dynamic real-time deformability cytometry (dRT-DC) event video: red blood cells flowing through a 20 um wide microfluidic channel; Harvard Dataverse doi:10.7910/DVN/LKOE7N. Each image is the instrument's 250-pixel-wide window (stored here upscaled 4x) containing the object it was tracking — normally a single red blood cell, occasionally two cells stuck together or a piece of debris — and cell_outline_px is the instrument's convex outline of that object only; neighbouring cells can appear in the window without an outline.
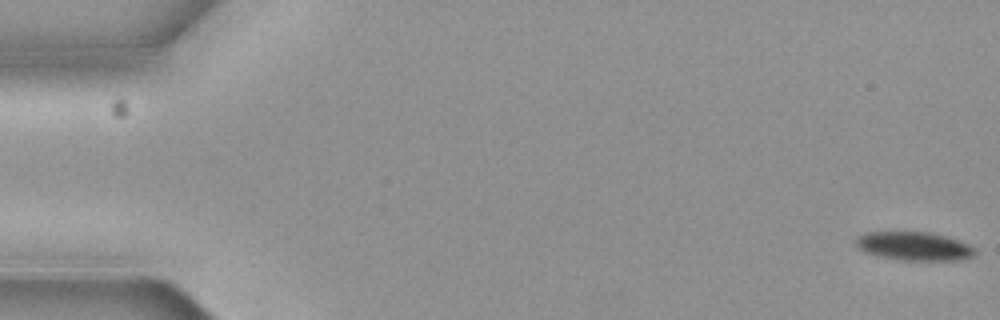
{"species": "common noctule bat (a hibernating species)", "species_latin": "Nyctalus noctula", "temperature_condition": "cold", "stored_images_in_passage": 7, "segment_of_instrument_passage": [1, 2], "camera_frame_rate_fps": 3000, "um_per_image_px": 0.085, "animal": {"sex": "female", "body_mass_g": 19.3, "forearm_length_mm": 54.1}, "frame": {"image": 1, "passage_image": 1, "time_ms": 0.0, "image_size_px": [1000, 320], "cell_outline_px": [[976, 252], [972, 256], [960, 260], [904, 260], [880, 256], [864, 252], [856, 244], [856, 236], [864, 232], [932, 232], [948, 236], [960, 240], [968, 244]], "centroid_in_image_um": [77.69, 20.91], "position_along_channel_um": 7.3, "area_um2": 19.83}}
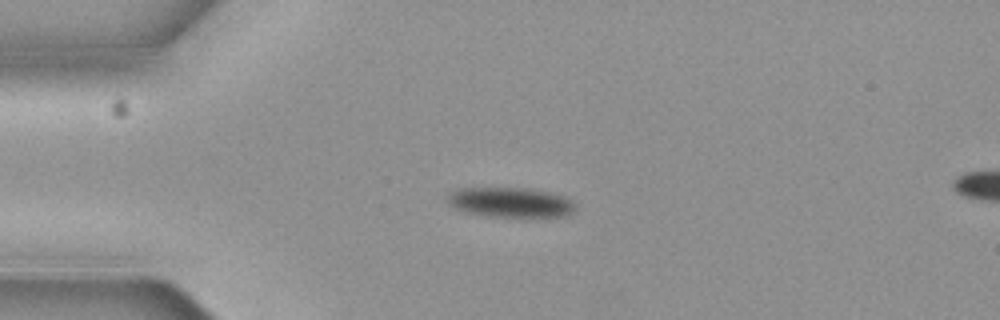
{"frame": {"image": 2, "passage_image": 5, "time_ms": 1.333, "image_size_px": [1000, 320], "cell_outline_px": [[572, 212], [564, 216], [492, 216], [468, 212], [456, 208], [448, 204], [444, 200], [444, 196], [448, 192], [456, 188], [524, 188], [548, 192], [564, 196], [572, 200]], "centroid_in_image_um": [43.27, 17.17], "position_along_channel_um": 41.7, "area_um2": 22.02}}